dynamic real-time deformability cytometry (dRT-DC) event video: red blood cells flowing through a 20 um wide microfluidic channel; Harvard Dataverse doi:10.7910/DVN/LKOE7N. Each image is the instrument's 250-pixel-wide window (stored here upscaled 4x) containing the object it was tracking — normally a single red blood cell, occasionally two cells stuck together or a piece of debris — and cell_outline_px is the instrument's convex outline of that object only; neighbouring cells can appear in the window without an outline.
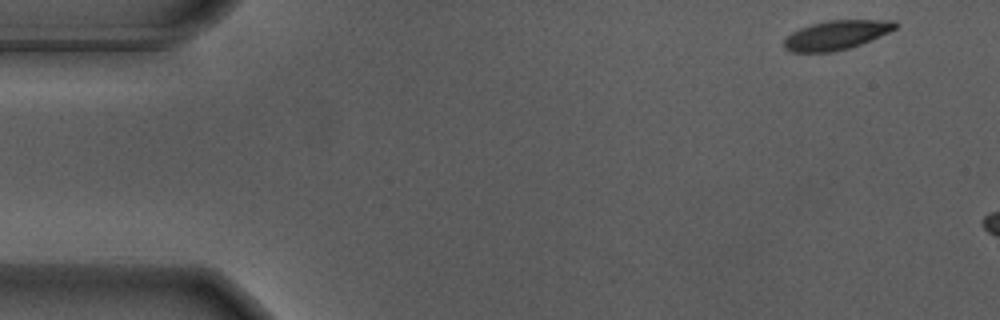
{"species": "Egyptian fruit bat (a non-hibernating species)", "species_latin": "Rousettus aegyptiacus", "temperature_condition": "warm", "stored_images_in_passage": 7, "camera_frame_rate_fps": 3000, "um_per_image_px": 0.085, "animal": {"sex": "male"}, "frame": {"image": 1, "passage_image": 1, "time_ms": 0.0, "image_size_px": [1000, 320], "cell_outline_px": [[900, 24], [896, 28], [888, 32], [860, 44], [848, 48], [832, 52], [792, 52], [784, 48], [784, 40], [792, 32], [800, 28], [812, 24], [828, 20], [896, 20]], "centroid_in_image_um": [71.1, 2.97], "position_along_channel_um": 13.9, "area_um2": 18.79}}